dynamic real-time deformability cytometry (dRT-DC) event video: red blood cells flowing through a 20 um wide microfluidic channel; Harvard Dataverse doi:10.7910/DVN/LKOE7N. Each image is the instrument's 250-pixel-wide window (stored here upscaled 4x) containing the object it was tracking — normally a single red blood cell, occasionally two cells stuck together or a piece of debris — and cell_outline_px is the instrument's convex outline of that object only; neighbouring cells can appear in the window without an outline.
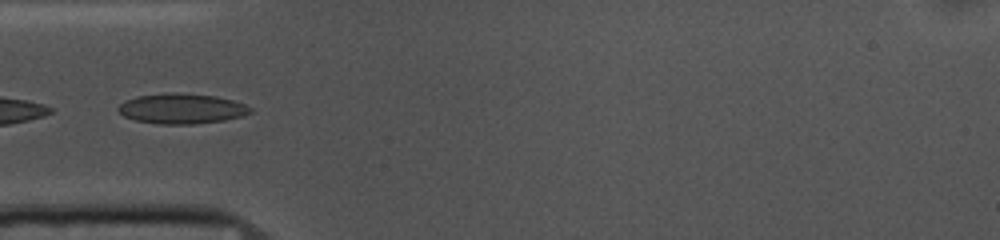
{"species": "common noctule bat (a hibernating species)", "species_latin": "Nyctalus noctula", "temperature_condition": "cold", "stored_images_in_passage": 17, "camera_frame_rate_fps": 3000, "um_per_image_px": 0.085, "animal": {"sex": "female", "body_mass_g": 10.0, "forearm_length_mm": 53.1}, "frame": {"image": 1, "passage_image": 3, "time_ms": 0.667, "image_size_px": [1000, 240], "cell_outline_px": [[252, 112], [244, 116], [224, 120], [196, 124], [160, 124], [136, 120], [124, 116], [116, 108], [124, 100], [136, 96], [168, 92], [176, 92], [216, 96], [232, 100], [244, 104], [252, 108]], "centroid_in_image_um": [15.44, 9.23], "position_along_channel_um": 69.6, "area_um2": 23.41}}
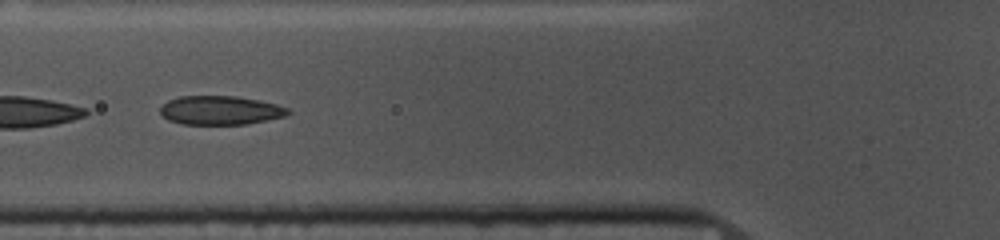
{"frame": {"image": 2, "passage_image": 6, "time_ms": 1.667, "image_size_px": [1000, 240], "cell_outline_px": [[292, 112], [284, 116], [248, 124], [184, 124], [168, 120], [160, 112], [160, 108], [168, 100], [180, 96], [236, 96], [260, 100], [276, 104], [288, 108]], "centroid_in_image_um": [18.74, 9.37], "position_along_channel_um": 107.1, "area_um2": 21.44}}